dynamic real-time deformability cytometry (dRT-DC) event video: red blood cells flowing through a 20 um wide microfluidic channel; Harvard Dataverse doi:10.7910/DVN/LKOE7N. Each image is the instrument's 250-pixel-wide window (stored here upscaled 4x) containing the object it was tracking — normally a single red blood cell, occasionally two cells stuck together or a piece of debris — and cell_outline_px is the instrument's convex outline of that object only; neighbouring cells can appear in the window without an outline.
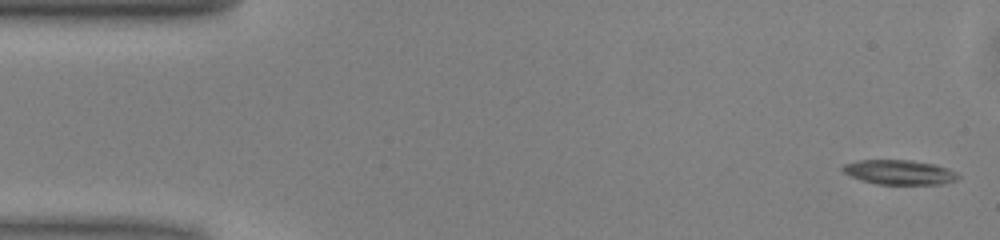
{"species": "common noctule bat (a hibernating species)", "species_latin": "Nyctalus noctula", "temperature_condition": "warm", "stored_images_in_passage": 50, "camera_frame_rate_fps": 3000, "um_per_image_px": 0.085, "animal": {"sex": "male", "body_mass_g": 13.0, "forearm_length_mm": 53.1}, "frame": {"image": 1, "passage_image": 1, "time_ms": 0.0, "image_size_px": [1000, 240], "cell_outline_px": [[960, 176], [956, 180], [940, 184], [876, 184], [860, 180], [844, 172], [840, 168], [844, 164], [856, 160], [912, 160], [932, 164], [948, 168], [956, 172]], "centroid_in_image_um": [76.42, 14.64], "position_along_channel_um": 8.6, "area_um2": 16.53}}
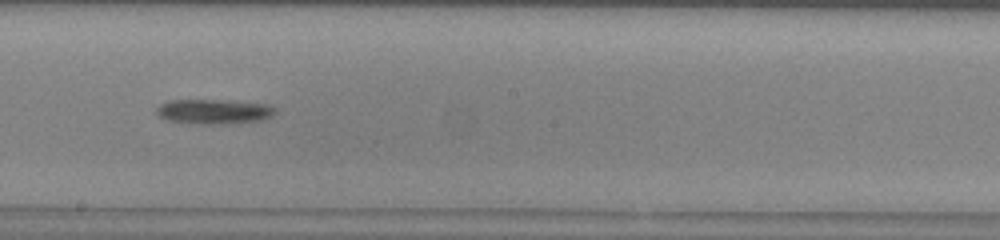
{"frame": {"image": 2, "passage_image": 27, "time_ms": 8.667, "image_size_px": [1000, 240], "cell_outline_px": [[276, 112], [272, 116], [264, 120], [232, 124], [200, 124], [168, 120], [160, 116], [156, 112], [156, 108], [160, 104], [168, 100], [220, 100], [268, 104], [276, 108]], "centroid_in_image_um": [18.22, 9.49], "position_along_channel_um": 230.0, "area_um2": 17.28}}
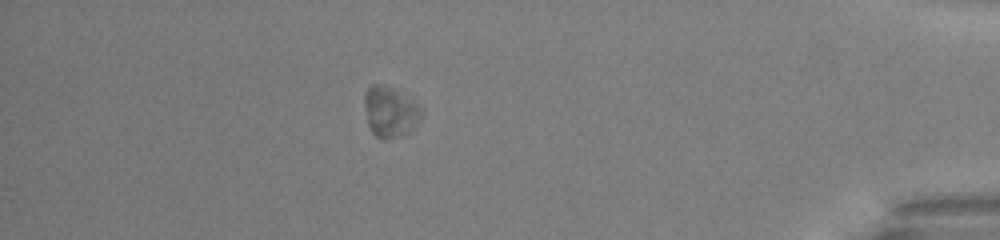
{"frame": {"image": 3, "passage_image": 44, "time_ms": 14.333, "image_size_px": [1000, 240], "cell_outline_px": [[420, 120], [408, 132], [400, 136], [384, 140], [376, 136], [372, 132], [368, 124], [364, 108], [364, 96], [368, 88], [372, 84], [380, 84], [392, 88], [420, 108]], "centroid_in_image_um": [33.09, 9.53], "position_along_channel_um": 402.1, "area_um2": 16.24}, "authors_computed_cell_mechanics": {"area_um2": 16.6464, "velocity_mm_per_s": 3.9638, "shape_relaxation_time_tau1_ms": 1.3196, "shape_relaxation_time_tau2_ms": null, "deformation_change_tau1": 0.0783, "deformation_change_tau2": null}}